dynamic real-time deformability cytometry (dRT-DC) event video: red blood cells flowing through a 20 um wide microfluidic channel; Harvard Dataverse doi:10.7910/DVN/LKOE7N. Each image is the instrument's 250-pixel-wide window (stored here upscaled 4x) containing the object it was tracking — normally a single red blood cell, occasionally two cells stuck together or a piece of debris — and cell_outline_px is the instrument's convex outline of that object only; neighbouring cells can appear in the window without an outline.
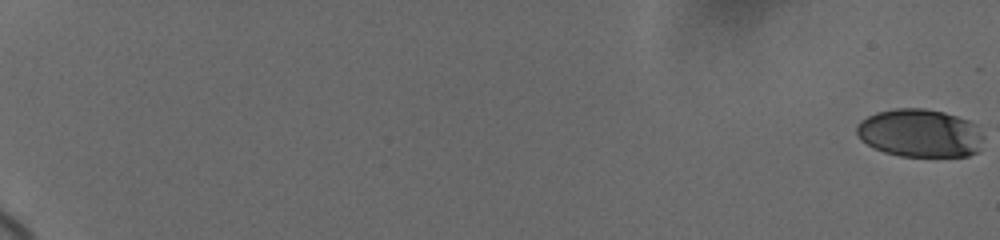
{"species": "human", "species_latin": "Homo sapiens", "temperature_condition": "cold", "stored_images_in_passage": 8, "camera_frame_rate_fps": 3000, "um_per_image_px": 0.085, "donor": {"sex": "female"}, "frame": {"image": 1, "passage_image": 1, "time_ms": 0.0, "image_size_px": [1000, 240], "cell_outline_px": [[984, 136], [980, 148], [976, 152], [968, 156], [900, 156], [884, 152], [860, 140], [856, 132], [856, 124], [860, 120], [876, 112], [896, 108], [924, 108], [944, 112], [968, 120], [976, 124]], "centroid_in_image_um": [78.19, 11.31], "position_along_channel_um": 6.8, "area_um2": 35.78}}